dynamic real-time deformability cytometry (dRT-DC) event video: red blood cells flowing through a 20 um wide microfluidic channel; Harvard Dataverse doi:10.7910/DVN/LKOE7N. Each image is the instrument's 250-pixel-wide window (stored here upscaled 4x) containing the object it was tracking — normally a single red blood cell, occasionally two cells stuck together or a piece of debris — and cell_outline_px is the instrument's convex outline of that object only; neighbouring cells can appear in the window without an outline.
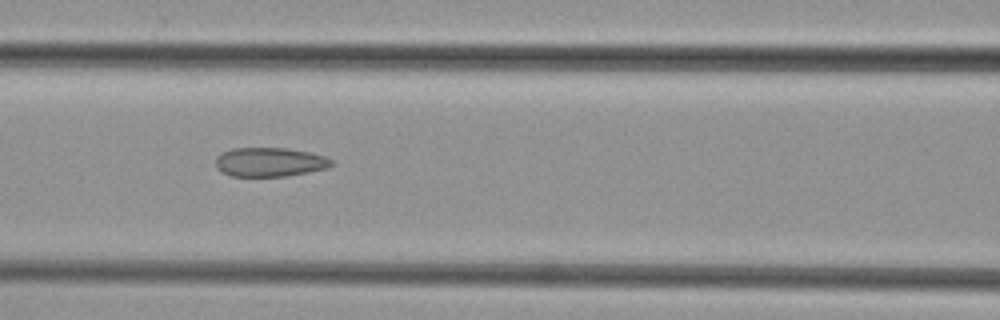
{"species": "common noctule bat (a hibernating species)", "species_latin": "Nyctalus noctula", "temperature_condition": "cold", "stored_images_in_passage": 49, "camera_frame_rate_fps": 3000, "um_per_image_px": 0.085, "animal": {"sex": "female", "body_mass_g": 29.2, "forearm_length_mm": 56.3}, "frame": {"image": 1, "passage_image": 21, "time_ms": 6.667, "image_size_px": [1000, 320], "cell_outline_px": [[332, 164], [328, 168], [284, 176], [232, 176], [220, 172], [216, 168], [216, 156], [232, 148], [288, 148], [308, 152], [324, 156], [332, 160]], "centroid_in_image_um": [22.89, 13.77], "position_along_channel_um": 143.7, "area_um2": 19.54}}
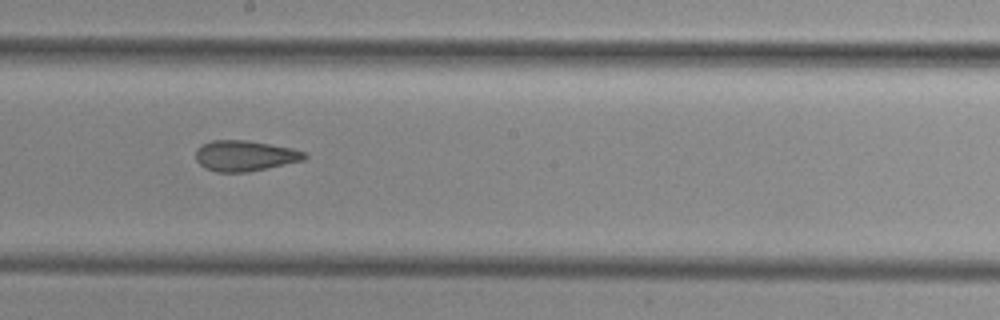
{"frame": {"image": 2, "passage_image": 27, "time_ms": 8.667, "image_size_px": [1000, 320], "cell_outline_px": [[308, 156], [304, 160], [268, 168], [248, 172], [216, 172], [204, 168], [196, 160], [196, 148], [212, 140], [248, 140], [292, 148], [304, 152]], "centroid_in_image_um": [20.81, 13.24], "position_along_channel_um": 227.4, "area_um2": 19.48}}
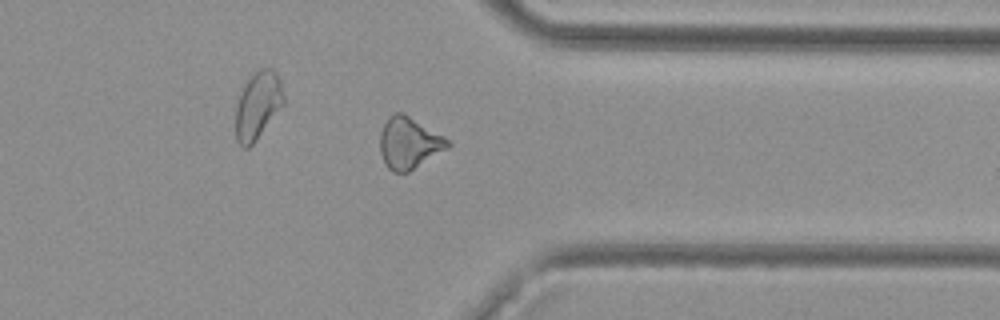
{"frame": {"image": 3, "passage_image": 38, "time_ms": 12.333, "image_size_px": [1000, 320], "cell_outline_px": [[452, 144], [448, 148], [408, 172], [392, 172], [388, 168], [380, 152], [380, 132], [388, 116], [396, 112], [404, 112], [444, 136]], "centroid_in_image_um": [34.76, 12.13], "position_along_channel_um": 376.6, "area_um2": 20.35}}